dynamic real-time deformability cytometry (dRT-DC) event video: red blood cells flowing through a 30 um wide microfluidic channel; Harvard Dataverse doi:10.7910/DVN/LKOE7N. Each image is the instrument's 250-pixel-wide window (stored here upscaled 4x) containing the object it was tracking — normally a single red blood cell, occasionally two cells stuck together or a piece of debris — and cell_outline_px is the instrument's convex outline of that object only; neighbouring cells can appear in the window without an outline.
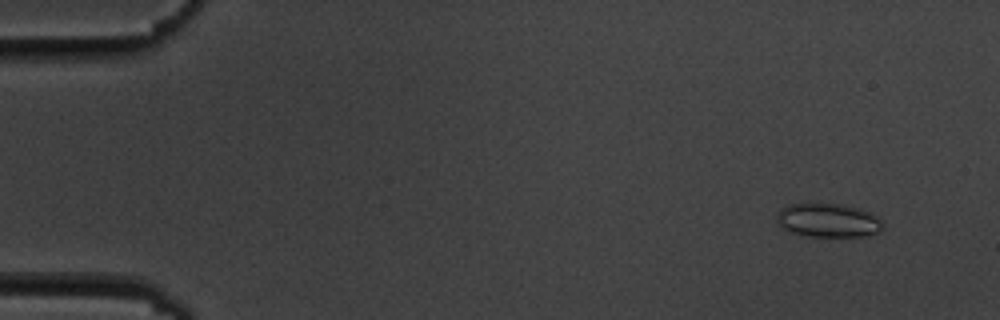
{"species": "common noctule bat (a hibernating species)", "species_latin": "Nyctalus noctula", "temperature_condition": "cold", "stored_images_in_passage": 5, "camera_frame_rate_fps": 3000, "um_per_image_px": 0.085, "animal": {"sex": "male", "body_mass_g": 19.5, "forearm_length_mm": 54.6}, "frame": {"image": 1, "passage_image": 2, "time_ms": 1.0, "image_size_px": [1000, 320], "cell_outline_px": [[884, 228], [880, 232], [868, 236], [804, 236], [792, 232], [784, 228], [776, 220], [776, 216], [780, 208], [788, 204], [840, 204], [860, 208], [876, 216], [880, 220]], "centroid_in_image_um": [70.4, 18.73], "position_along_channel_um": 14.6, "area_um2": 20.87}}
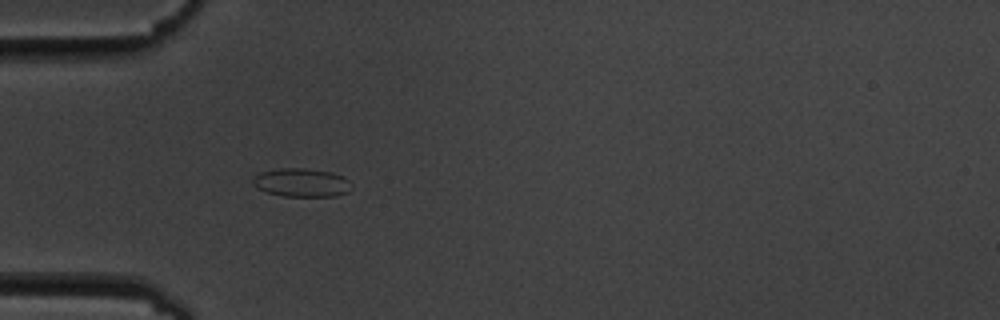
{"frame": {"image": 2, "passage_image": 5, "time_ms": 5.333, "image_size_px": [1000, 320], "cell_outline_px": [[352, 188], [348, 192], [336, 196], [284, 196], [268, 192], [252, 184], [252, 176], [260, 172], [280, 168], [304, 168], [332, 172], [344, 176], [348, 180]], "centroid_in_image_um": [25.64, 15.51], "position_along_channel_um": 59.4, "area_um2": 16.42}}